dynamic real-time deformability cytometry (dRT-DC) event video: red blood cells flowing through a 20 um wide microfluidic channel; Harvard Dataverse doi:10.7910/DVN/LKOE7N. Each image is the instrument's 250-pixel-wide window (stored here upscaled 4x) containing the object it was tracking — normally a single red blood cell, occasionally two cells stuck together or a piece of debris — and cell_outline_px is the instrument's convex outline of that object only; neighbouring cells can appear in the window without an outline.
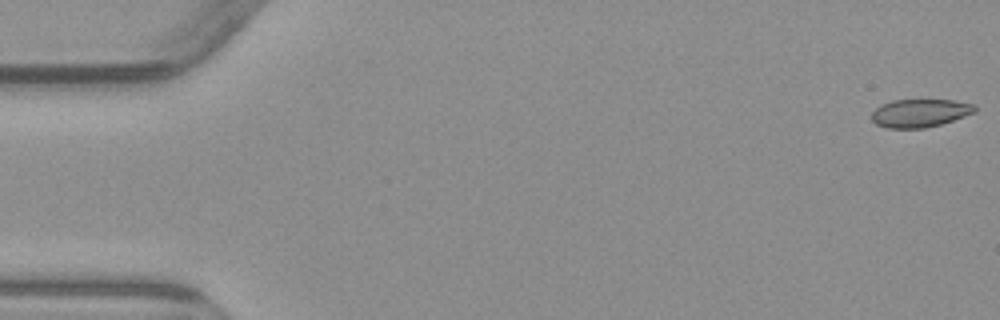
{"species": "common noctule bat (a hibernating species)", "species_latin": "Nyctalus noctula", "temperature_condition": "warm", "stored_images_in_passage": 5, "camera_frame_rate_fps": 3000, "um_per_image_px": 0.085, "animal": {"sex": "male", "body_mass_g": 23.1, "forearm_length_mm": 52.7}, "frame": {"image": 1, "passage_image": 1, "time_ms": 0.0, "image_size_px": [1000, 320], "cell_outline_px": [[976, 112], [940, 124], [924, 128], [888, 128], [876, 124], [872, 120], [872, 112], [880, 104], [892, 100], [952, 100], [972, 104], [976, 108]], "centroid_in_image_um": [78.16, 9.61], "position_along_channel_um": 6.8, "area_um2": 16.76}}
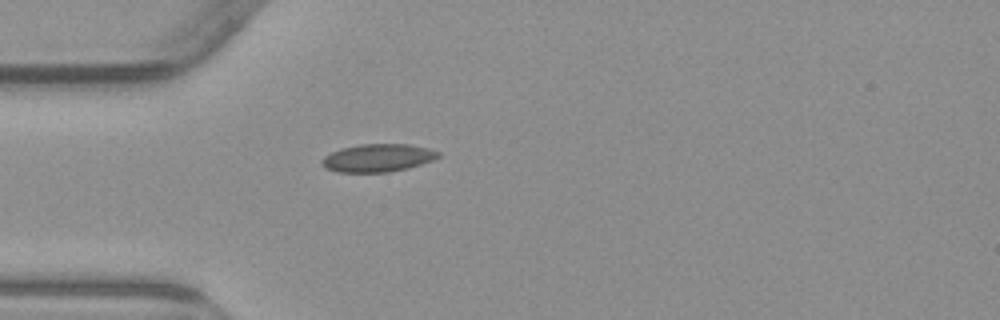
{"frame": {"image": 2, "passage_image": 5, "time_ms": 5.0, "image_size_px": [1000, 320], "cell_outline_px": [[440, 156], [432, 160], [408, 168], [388, 172], [336, 172], [320, 164], [320, 160], [324, 156], [340, 148], [360, 144], [408, 144], [428, 148], [440, 152]], "centroid_in_image_um": [32.09, 13.42], "position_along_channel_um": 52.9, "area_um2": 18.9}}